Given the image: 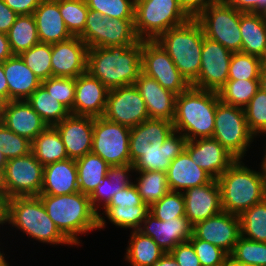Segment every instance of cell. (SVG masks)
<instances>
[{
  "label": "cell",
  "mask_w": 266,
  "mask_h": 266,
  "mask_svg": "<svg viewBox=\"0 0 266 266\" xmlns=\"http://www.w3.org/2000/svg\"><path fill=\"white\" fill-rule=\"evenodd\" d=\"M142 40L135 45L88 49L87 72L108 89L134 85L142 72Z\"/></svg>",
  "instance_id": "1"
},
{
  "label": "cell",
  "mask_w": 266,
  "mask_h": 266,
  "mask_svg": "<svg viewBox=\"0 0 266 266\" xmlns=\"http://www.w3.org/2000/svg\"><path fill=\"white\" fill-rule=\"evenodd\" d=\"M215 91L190 87L176 97L174 131L180 132L187 141L212 138L217 103Z\"/></svg>",
  "instance_id": "2"
},
{
  "label": "cell",
  "mask_w": 266,
  "mask_h": 266,
  "mask_svg": "<svg viewBox=\"0 0 266 266\" xmlns=\"http://www.w3.org/2000/svg\"><path fill=\"white\" fill-rule=\"evenodd\" d=\"M38 197L56 227L73 245H80L79 234L99 228L98 213L92 208L89 195L75 192Z\"/></svg>",
  "instance_id": "3"
},
{
  "label": "cell",
  "mask_w": 266,
  "mask_h": 266,
  "mask_svg": "<svg viewBox=\"0 0 266 266\" xmlns=\"http://www.w3.org/2000/svg\"><path fill=\"white\" fill-rule=\"evenodd\" d=\"M236 160L218 179L224 212L240 216L266 198V175Z\"/></svg>",
  "instance_id": "4"
},
{
  "label": "cell",
  "mask_w": 266,
  "mask_h": 266,
  "mask_svg": "<svg viewBox=\"0 0 266 266\" xmlns=\"http://www.w3.org/2000/svg\"><path fill=\"white\" fill-rule=\"evenodd\" d=\"M7 222L41 243L73 246L48 216L38 196H16L7 199L5 223Z\"/></svg>",
  "instance_id": "5"
},
{
  "label": "cell",
  "mask_w": 266,
  "mask_h": 266,
  "mask_svg": "<svg viewBox=\"0 0 266 266\" xmlns=\"http://www.w3.org/2000/svg\"><path fill=\"white\" fill-rule=\"evenodd\" d=\"M169 54L177 69L192 84L198 77L204 33L196 19L170 28L156 40Z\"/></svg>",
  "instance_id": "6"
},
{
  "label": "cell",
  "mask_w": 266,
  "mask_h": 266,
  "mask_svg": "<svg viewBox=\"0 0 266 266\" xmlns=\"http://www.w3.org/2000/svg\"><path fill=\"white\" fill-rule=\"evenodd\" d=\"M191 18L178 0H137L134 26L140 40H156L170 28L180 26Z\"/></svg>",
  "instance_id": "7"
},
{
  "label": "cell",
  "mask_w": 266,
  "mask_h": 266,
  "mask_svg": "<svg viewBox=\"0 0 266 266\" xmlns=\"http://www.w3.org/2000/svg\"><path fill=\"white\" fill-rule=\"evenodd\" d=\"M243 13L229 3L216 0L208 5L196 20L201 25L205 37L236 53L241 52L242 48L240 16Z\"/></svg>",
  "instance_id": "8"
},
{
  "label": "cell",
  "mask_w": 266,
  "mask_h": 266,
  "mask_svg": "<svg viewBox=\"0 0 266 266\" xmlns=\"http://www.w3.org/2000/svg\"><path fill=\"white\" fill-rule=\"evenodd\" d=\"M254 135L249 131L242 108L217 103L212 138L219 141L236 160H243Z\"/></svg>",
  "instance_id": "9"
},
{
  "label": "cell",
  "mask_w": 266,
  "mask_h": 266,
  "mask_svg": "<svg viewBox=\"0 0 266 266\" xmlns=\"http://www.w3.org/2000/svg\"><path fill=\"white\" fill-rule=\"evenodd\" d=\"M80 38L87 44L88 49L135 45L140 41L135 31L134 19H110L91 9L88 11L84 32Z\"/></svg>",
  "instance_id": "10"
},
{
  "label": "cell",
  "mask_w": 266,
  "mask_h": 266,
  "mask_svg": "<svg viewBox=\"0 0 266 266\" xmlns=\"http://www.w3.org/2000/svg\"><path fill=\"white\" fill-rule=\"evenodd\" d=\"M44 166L32 152L7 160L3 170L5 200L16 196H39L43 184Z\"/></svg>",
  "instance_id": "11"
},
{
  "label": "cell",
  "mask_w": 266,
  "mask_h": 266,
  "mask_svg": "<svg viewBox=\"0 0 266 266\" xmlns=\"http://www.w3.org/2000/svg\"><path fill=\"white\" fill-rule=\"evenodd\" d=\"M131 128L94 118L92 153L99 155L109 165L130 163L129 141Z\"/></svg>",
  "instance_id": "12"
},
{
  "label": "cell",
  "mask_w": 266,
  "mask_h": 266,
  "mask_svg": "<svg viewBox=\"0 0 266 266\" xmlns=\"http://www.w3.org/2000/svg\"><path fill=\"white\" fill-rule=\"evenodd\" d=\"M142 73L155 79L164 89L179 95L192 85L185 79L169 54L155 40H142Z\"/></svg>",
  "instance_id": "13"
},
{
  "label": "cell",
  "mask_w": 266,
  "mask_h": 266,
  "mask_svg": "<svg viewBox=\"0 0 266 266\" xmlns=\"http://www.w3.org/2000/svg\"><path fill=\"white\" fill-rule=\"evenodd\" d=\"M102 117L129 128L150 119L145 101L135 85L109 90Z\"/></svg>",
  "instance_id": "14"
},
{
  "label": "cell",
  "mask_w": 266,
  "mask_h": 266,
  "mask_svg": "<svg viewBox=\"0 0 266 266\" xmlns=\"http://www.w3.org/2000/svg\"><path fill=\"white\" fill-rule=\"evenodd\" d=\"M232 54L220 43L204 36L200 71L192 87L218 92L228 80Z\"/></svg>",
  "instance_id": "15"
},
{
  "label": "cell",
  "mask_w": 266,
  "mask_h": 266,
  "mask_svg": "<svg viewBox=\"0 0 266 266\" xmlns=\"http://www.w3.org/2000/svg\"><path fill=\"white\" fill-rule=\"evenodd\" d=\"M192 234L197 239L214 244L230 255L241 236L240 217L222 211L218 215L196 223Z\"/></svg>",
  "instance_id": "16"
},
{
  "label": "cell",
  "mask_w": 266,
  "mask_h": 266,
  "mask_svg": "<svg viewBox=\"0 0 266 266\" xmlns=\"http://www.w3.org/2000/svg\"><path fill=\"white\" fill-rule=\"evenodd\" d=\"M88 46L80 37L52 44L53 77L77 78L87 72Z\"/></svg>",
  "instance_id": "17"
},
{
  "label": "cell",
  "mask_w": 266,
  "mask_h": 266,
  "mask_svg": "<svg viewBox=\"0 0 266 266\" xmlns=\"http://www.w3.org/2000/svg\"><path fill=\"white\" fill-rule=\"evenodd\" d=\"M192 229L186 217L161 221L148 213L138 231L150 236L165 253H170L179 243L189 241Z\"/></svg>",
  "instance_id": "18"
},
{
  "label": "cell",
  "mask_w": 266,
  "mask_h": 266,
  "mask_svg": "<svg viewBox=\"0 0 266 266\" xmlns=\"http://www.w3.org/2000/svg\"><path fill=\"white\" fill-rule=\"evenodd\" d=\"M185 151L213 179H218L236 159L214 138L187 141Z\"/></svg>",
  "instance_id": "19"
},
{
  "label": "cell",
  "mask_w": 266,
  "mask_h": 266,
  "mask_svg": "<svg viewBox=\"0 0 266 266\" xmlns=\"http://www.w3.org/2000/svg\"><path fill=\"white\" fill-rule=\"evenodd\" d=\"M173 131L172 121L151 118L131 128L130 164L133 165L144 153L159 152L160 147Z\"/></svg>",
  "instance_id": "20"
},
{
  "label": "cell",
  "mask_w": 266,
  "mask_h": 266,
  "mask_svg": "<svg viewBox=\"0 0 266 266\" xmlns=\"http://www.w3.org/2000/svg\"><path fill=\"white\" fill-rule=\"evenodd\" d=\"M54 127L65 145L68 158L76 160L92 151L93 117L70 114Z\"/></svg>",
  "instance_id": "21"
},
{
  "label": "cell",
  "mask_w": 266,
  "mask_h": 266,
  "mask_svg": "<svg viewBox=\"0 0 266 266\" xmlns=\"http://www.w3.org/2000/svg\"><path fill=\"white\" fill-rule=\"evenodd\" d=\"M185 200V217L194 226L221 213V190L216 179L206 185L189 188L182 192Z\"/></svg>",
  "instance_id": "22"
},
{
  "label": "cell",
  "mask_w": 266,
  "mask_h": 266,
  "mask_svg": "<svg viewBox=\"0 0 266 266\" xmlns=\"http://www.w3.org/2000/svg\"><path fill=\"white\" fill-rule=\"evenodd\" d=\"M0 121L12 132L31 142L47 127L27 100L2 103Z\"/></svg>",
  "instance_id": "23"
},
{
  "label": "cell",
  "mask_w": 266,
  "mask_h": 266,
  "mask_svg": "<svg viewBox=\"0 0 266 266\" xmlns=\"http://www.w3.org/2000/svg\"><path fill=\"white\" fill-rule=\"evenodd\" d=\"M109 90L88 72L76 78L73 115L103 116Z\"/></svg>",
  "instance_id": "24"
},
{
  "label": "cell",
  "mask_w": 266,
  "mask_h": 266,
  "mask_svg": "<svg viewBox=\"0 0 266 266\" xmlns=\"http://www.w3.org/2000/svg\"><path fill=\"white\" fill-rule=\"evenodd\" d=\"M134 85L145 101L149 118L174 120L176 94L164 89L155 79L142 72Z\"/></svg>",
  "instance_id": "25"
},
{
  "label": "cell",
  "mask_w": 266,
  "mask_h": 266,
  "mask_svg": "<svg viewBox=\"0 0 266 266\" xmlns=\"http://www.w3.org/2000/svg\"><path fill=\"white\" fill-rule=\"evenodd\" d=\"M79 192L75 159H65L44 166L40 195H67Z\"/></svg>",
  "instance_id": "26"
},
{
  "label": "cell",
  "mask_w": 266,
  "mask_h": 266,
  "mask_svg": "<svg viewBox=\"0 0 266 266\" xmlns=\"http://www.w3.org/2000/svg\"><path fill=\"white\" fill-rule=\"evenodd\" d=\"M33 17L40 43L54 44L73 37L61 16L59 0H42Z\"/></svg>",
  "instance_id": "27"
},
{
  "label": "cell",
  "mask_w": 266,
  "mask_h": 266,
  "mask_svg": "<svg viewBox=\"0 0 266 266\" xmlns=\"http://www.w3.org/2000/svg\"><path fill=\"white\" fill-rule=\"evenodd\" d=\"M166 177L170 191L176 192L206 185L213 180L206 171L193 162L185 150L171 161Z\"/></svg>",
  "instance_id": "28"
},
{
  "label": "cell",
  "mask_w": 266,
  "mask_h": 266,
  "mask_svg": "<svg viewBox=\"0 0 266 266\" xmlns=\"http://www.w3.org/2000/svg\"><path fill=\"white\" fill-rule=\"evenodd\" d=\"M134 171L132 164L123 165H110L107 175L103 178L101 184L89 195L92 208L98 213L99 228L103 229L106 225L104 216L99 212V206L102 203L103 209L111 200L124 187L131 185L133 182L130 180L131 172ZM101 202V203H100Z\"/></svg>",
  "instance_id": "29"
},
{
  "label": "cell",
  "mask_w": 266,
  "mask_h": 266,
  "mask_svg": "<svg viewBox=\"0 0 266 266\" xmlns=\"http://www.w3.org/2000/svg\"><path fill=\"white\" fill-rule=\"evenodd\" d=\"M3 68L8 83L9 101L27 100L42 83L20 55H13L5 60Z\"/></svg>",
  "instance_id": "30"
},
{
  "label": "cell",
  "mask_w": 266,
  "mask_h": 266,
  "mask_svg": "<svg viewBox=\"0 0 266 266\" xmlns=\"http://www.w3.org/2000/svg\"><path fill=\"white\" fill-rule=\"evenodd\" d=\"M187 139L177 131H173L164 141L159 152L144 153L134 164V171L166 172L171 161L184 150Z\"/></svg>",
  "instance_id": "31"
},
{
  "label": "cell",
  "mask_w": 266,
  "mask_h": 266,
  "mask_svg": "<svg viewBox=\"0 0 266 266\" xmlns=\"http://www.w3.org/2000/svg\"><path fill=\"white\" fill-rule=\"evenodd\" d=\"M241 52L260 57L266 44V21L262 13L246 12L240 16Z\"/></svg>",
  "instance_id": "32"
},
{
  "label": "cell",
  "mask_w": 266,
  "mask_h": 266,
  "mask_svg": "<svg viewBox=\"0 0 266 266\" xmlns=\"http://www.w3.org/2000/svg\"><path fill=\"white\" fill-rule=\"evenodd\" d=\"M31 152L43 165L68 159L65 145L54 126H47L31 143Z\"/></svg>",
  "instance_id": "33"
},
{
  "label": "cell",
  "mask_w": 266,
  "mask_h": 266,
  "mask_svg": "<svg viewBox=\"0 0 266 266\" xmlns=\"http://www.w3.org/2000/svg\"><path fill=\"white\" fill-rule=\"evenodd\" d=\"M128 242L124 259L131 266H154L165 253L150 236L138 230L131 232Z\"/></svg>",
  "instance_id": "34"
},
{
  "label": "cell",
  "mask_w": 266,
  "mask_h": 266,
  "mask_svg": "<svg viewBox=\"0 0 266 266\" xmlns=\"http://www.w3.org/2000/svg\"><path fill=\"white\" fill-rule=\"evenodd\" d=\"M79 192L90 195L107 175L109 164L92 152L76 159Z\"/></svg>",
  "instance_id": "35"
},
{
  "label": "cell",
  "mask_w": 266,
  "mask_h": 266,
  "mask_svg": "<svg viewBox=\"0 0 266 266\" xmlns=\"http://www.w3.org/2000/svg\"><path fill=\"white\" fill-rule=\"evenodd\" d=\"M27 102L47 126H54L71 114L70 110L50 95L42 85L30 95Z\"/></svg>",
  "instance_id": "36"
},
{
  "label": "cell",
  "mask_w": 266,
  "mask_h": 266,
  "mask_svg": "<svg viewBox=\"0 0 266 266\" xmlns=\"http://www.w3.org/2000/svg\"><path fill=\"white\" fill-rule=\"evenodd\" d=\"M7 36L14 55H20L34 45L39 44L40 41L33 14L18 15Z\"/></svg>",
  "instance_id": "37"
},
{
  "label": "cell",
  "mask_w": 266,
  "mask_h": 266,
  "mask_svg": "<svg viewBox=\"0 0 266 266\" xmlns=\"http://www.w3.org/2000/svg\"><path fill=\"white\" fill-rule=\"evenodd\" d=\"M258 89L259 79L227 80L217 93L223 103L244 109Z\"/></svg>",
  "instance_id": "38"
},
{
  "label": "cell",
  "mask_w": 266,
  "mask_h": 266,
  "mask_svg": "<svg viewBox=\"0 0 266 266\" xmlns=\"http://www.w3.org/2000/svg\"><path fill=\"white\" fill-rule=\"evenodd\" d=\"M239 217L242 237L266 243V198L245 210Z\"/></svg>",
  "instance_id": "39"
},
{
  "label": "cell",
  "mask_w": 266,
  "mask_h": 266,
  "mask_svg": "<svg viewBox=\"0 0 266 266\" xmlns=\"http://www.w3.org/2000/svg\"><path fill=\"white\" fill-rule=\"evenodd\" d=\"M139 177L136 178L135 185L142 198V201L148 206L159 201L166 193L170 191L166 172L163 171H139L136 172Z\"/></svg>",
  "instance_id": "40"
},
{
  "label": "cell",
  "mask_w": 266,
  "mask_h": 266,
  "mask_svg": "<svg viewBox=\"0 0 266 266\" xmlns=\"http://www.w3.org/2000/svg\"><path fill=\"white\" fill-rule=\"evenodd\" d=\"M104 215L115 226L125 229L138 230L149 213L146 203L134 207H104Z\"/></svg>",
  "instance_id": "41"
},
{
  "label": "cell",
  "mask_w": 266,
  "mask_h": 266,
  "mask_svg": "<svg viewBox=\"0 0 266 266\" xmlns=\"http://www.w3.org/2000/svg\"><path fill=\"white\" fill-rule=\"evenodd\" d=\"M51 54L52 44L39 43L22 52L20 57L33 73L44 81L52 77Z\"/></svg>",
  "instance_id": "42"
},
{
  "label": "cell",
  "mask_w": 266,
  "mask_h": 266,
  "mask_svg": "<svg viewBox=\"0 0 266 266\" xmlns=\"http://www.w3.org/2000/svg\"><path fill=\"white\" fill-rule=\"evenodd\" d=\"M59 10L70 34L80 37L89 11L85 0H59Z\"/></svg>",
  "instance_id": "43"
},
{
  "label": "cell",
  "mask_w": 266,
  "mask_h": 266,
  "mask_svg": "<svg viewBox=\"0 0 266 266\" xmlns=\"http://www.w3.org/2000/svg\"><path fill=\"white\" fill-rule=\"evenodd\" d=\"M229 257L247 266H266V243L240 236Z\"/></svg>",
  "instance_id": "44"
},
{
  "label": "cell",
  "mask_w": 266,
  "mask_h": 266,
  "mask_svg": "<svg viewBox=\"0 0 266 266\" xmlns=\"http://www.w3.org/2000/svg\"><path fill=\"white\" fill-rule=\"evenodd\" d=\"M149 213L161 221L185 217V200L182 192L169 191L149 206Z\"/></svg>",
  "instance_id": "45"
},
{
  "label": "cell",
  "mask_w": 266,
  "mask_h": 266,
  "mask_svg": "<svg viewBox=\"0 0 266 266\" xmlns=\"http://www.w3.org/2000/svg\"><path fill=\"white\" fill-rule=\"evenodd\" d=\"M260 71L261 63L259 57L236 52L231 57L228 80L259 79Z\"/></svg>",
  "instance_id": "46"
},
{
  "label": "cell",
  "mask_w": 266,
  "mask_h": 266,
  "mask_svg": "<svg viewBox=\"0 0 266 266\" xmlns=\"http://www.w3.org/2000/svg\"><path fill=\"white\" fill-rule=\"evenodd\" d=\"M244 111L249 131L255 137L266 135V92L259 88Z\"/></svg>",
  "instance_id": "47"
},
{
  "label": "cell",
  "mask_w": 266,
  "mask_h": 266,
  "mask_svg": "<svg viewBox=\"0 0 266 266\" xmlns=\"http://www.w3.org/2000/svg\"><path fill=\"white\" fill-rule=\"evenodd\" d=\"M87 7L110 19H134L135 2L133 0H85Z\"/></svg>",
  "instance_id": "48"
},
{
  "label": "cell",
  "mask_w": 266,
  "mask_h": 266,
  "mask_svg": "<svg viewBox=\"0 0 266 266\" xmlns=\"http://www.w3.org/2000/svg\"><path fill=\"white\" fill-rule=\"evenodd\" d=\"M41 85L73 114L76 78L52 76L42 81Z\"/></svg>",
  "instance_id": "49"
},
{
  "label": "cell",
  "mask_w": 266,
  "mask_h": 266,
  "mask_svg": "<svg viewBox=\"0 0 266 266\" xmlns=\"http://www.w3.org/2000/svg\"><path fill=\"white\" fill-rule=\"evenodd\" d=\"M31 143L28 139L12 132L0 121V149L7 160L30 153Z\"/></svg>",
  "instance_id": "50"
},
{
  "label": "cell",
  "mask_w": 266,
  "mask_h": 266,
  "mask_svg": "<svg viewBox=\"0 0 266 266\" xmlns=\"http://www.w3.org/2000/svg\"><path fill=\"white\" fill-rule=\"evenodd\" d=\"M200 260L201 266H226L229 255L221 248L202 239H197L193 234L189 239Z\"/></svg>",
  "instance_id": "51"
},
{
  "label": "cell",
  "mask_w": 266,
  "mask_h": 266,
  "mask_svg": "<svg viewBox=\"0 0 266 266\" xmlns=\"http://www.w3.org/2000/svg\"><path fill=\"white\" fill-rule=\"evenodd\" d=\"M143 203L142 198L134 182L124 187L115 194L105 207H134Z\"/></svg>",
  "instance_id": "52"
},
{
  "label": "cell",
  "mask_w": 266,
  "mask_h": 266,
  "mask_svg": "<svg viewBox=\"0 0 266 266\" xmlns=\"http://www.w3.org/2000/svg\"><path fill=\"white\" fill-rule=\"evenodd\" d=\"M170 254L180 266H201L200 260L190 241L179 243Z\"/></svg>",
  "instance_id": "53"
},
{
  "label": "cell",
  "mask_w": 266,
  "mask_h": 266,
  "mask_svg": "<svg viewBox=\"0 0 266 266\" xmlns=\"http://www.w3.org/2000/svg\"><path fill=\"white\" fill-rule=\"evenodd\" d=\"M216 0H178L180 7L191 18L196 19L204 9Z\"/></svg>",
  "instance_id": "54"
},
{
  "label": "cell",
  "mask_w": 266,
  "mask_h": 266,
  "mask_svg": "<svg viewBox=\"0 0 266 266\" xmlns=\"http://www.w3.org/2000/svg\"><path fill=\"white\" fill-rule=\"evenodd\" d=\"M229 3L241 12L261 13L266 8V0H219Z\"/></svg>",
  "instance_id": "55"
},
{
  "label": "cell",
  "mask_w": 266,
  "mask_h": 266,
  "mask_svg": "<svg viewBox=\"0 0 266 266\" xmlns=\"http://www.w3.org/2000/svg\"><path fill=\"white\" fill-rule=\"evenodd\" d=\"M17 15L34 14L42 0H3Z\"/></svg>",
  "instance_id": "56"
},
{
  "label": "cell",
  "mask_w": 266,
  "mask_h": 266,
  "mask_svg": "<svg viewBox=\"0 0 266 266\" xmlns=\"http://www.w3.org/2000/svg\"><path fill=\"white\" fill-rule=\"evenodd\" d=\"M18 15L0 0V32L7 34Z\"/></svg>",
  "instance_id": "57"
},
{
  "label": "cell",
  "mask_w": 266,
  "mask_h": 266,
  "mask_svg": "<svg viewBox=\"0 0 266 266\" xmlns=\"http://www.w3.org/2000/svg\"><path fill=\"white\" fill-rule=\"evenodd\" d=\"M13 55L7 34L0 32V62L3 63Z\"/></svg>",
  "instance_id": "58"
},
{
  "label": "cell",
  "mask_w": 266,
  "mask_h": 266,
  "mask_svg": "<svg viewBox=\"0 0 266 266\" xmlns=\"http://www.w3.org/2000/svg\"><path fill=\"white\" fill-rule=\"evenodd\" d=\"M9 101V89L6 76L4 74L3 63L0 62V102L5 103Z\"/></svg>",
  "instance_id": "59"
},
{
  "label": "cell",
  "mask_w": 266,
  "mask_h": 266,
  "mask_svg": "<svg viewBox=\"0 0 266 266\" xmlns=\"http://www.w3.org/2000/svg\"><path fill=\"white\" fill-rule=\"evenodd\" d=\"M154 266H180L170 253L164 255L154 264Z\"/></svg>",
  "instance_id": "60"
},
{
  "label": "cell",
  "mask_w": 266,
  "mask_h": 266,
  "mask_svg": "<svg viewBox=\"0 0 266 266\" xmlns=\"http://www.w3.org/2000/svg\"><path fill=\"white\" fill-rule=\"evenodd\" d=\"M5 198L0 194V225L5 223Z\"/></svg>",
  "instance_id": "61"
},
{
  "label": "cell",
  "mask_w": 266,
  "mask_h": 266,
  "mask_svg": "<svg viewBox=\"0 0 266 266\" xmlns=\"http://www.w3.org/2000/svg\"><path fill=\"white\" fill-rule=\"evenodd\" d=\"M259 88L266 92V69L264 68L260 71Z\"/></svg>",
  "instance_id": "62"
},
{
  "label": "cell",
  "mask_w": 266,
  "mask_h": 266,
  "mask_svg": "<svg viewBox=\"0 0 266 266\" xmlns=\"http://www.w3.org/2000/svg\"><path fill=\"white\" fill-rule=\"evenodd\" d=\"M7 163V159L5 158L2 149H0V170L3 172L4 167Z\"/></svg>",
  "instance_id": "63"
},
{
  "label": "cell",
  "mask_w": 266,
  "mask_h": 266,
  "mask_svg": "<svg viewBox=\"0 0 266 266\" xmlns=\"http://www.w3.org/2000/svg\"><path fill=\"white\" fill-rule=\"evenodd\" d=\"M259 58H260L261 68L266 69V44H265L264 51Z\"/></svg>",
  "instance_id": "64"
},
{
  "label": "cell",
  "mask_w": 266,
  "mask_h": 266,
  "mask_svg": "<svg viewBox=\"0 0 266 266\" xmlns=\"http://www.w3.org/2000/svg\"><path fill=\"white\" fill-rule=\"evenodd\" d=\"M226 266H247V265L239 263V262H235L230 257H228Z\"/></svg>",
  "instance_id": "65"
},
{
  "label": "cell",
  "mask_w": 266,
  "mask_h": 266,
  "mask_svg": "<svg viewBox=\"0 0 266 266\" xmlns=\"http://www.w3.org/2000/svg\"><path fill=\"white\" fill-rule=\"evenodd\" d=\"M5 254L0 251V266H9V263L5 260Z\"/></svg>",
  "instance_id": "66"
},
{
  "label": "cell",
  "mask_w": 266,
  "mask_h": 266,
  "mask_svg": "<svg viewBox=\"0 0 266 266\" xmlns=\"http://www.w3.org/2000/svg\"><path fill=\"white\" fill-rule=\"evenodd\" d=\"M265 154H264V156H263V161L261 162V167H262V170H263V172H264V174L266 175V149H265Z\"/></svg>",
  "instance_id": "67"
},
{
  "label": "cell",
  "mask_w": 266,
  "mask_h": 266,
  "mask_svg": "<svg viewBox=\"0 0 266 266\" xmlns=\"http://www.w3.org/2000/svg\"><path fill=\"white\" fill-rule=\"evenodd\" d=\"M0 194L3 195V172L0 170Z\"/></svg>",
  "instance_id": "68"
},
{
  "label": "cell",
  "mask_w": 266,
  "mask_h": 266,
  "mask_svg": "<svg viewBox=\"0 0 266 266\" xmlns=\"http://www.w3.org/2000/svg\"><path fill=\"white\" fill-rule=\"evenodd\" d=\"M261 13L263 15L264 20L266 21V8Z\"/></svg>",
  "instance_id": "69"
}]
</instances>
